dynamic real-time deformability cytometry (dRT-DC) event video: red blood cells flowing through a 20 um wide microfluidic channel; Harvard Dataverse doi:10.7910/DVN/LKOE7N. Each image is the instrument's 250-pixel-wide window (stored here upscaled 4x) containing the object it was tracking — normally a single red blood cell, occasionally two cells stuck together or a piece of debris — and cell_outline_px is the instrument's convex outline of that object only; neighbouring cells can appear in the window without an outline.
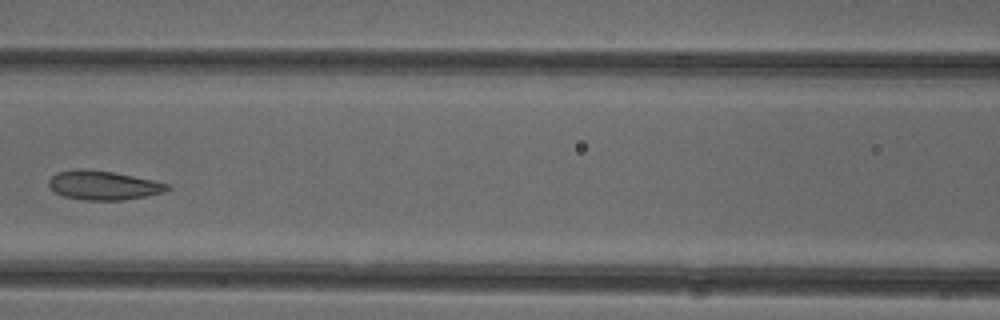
{"species": "common noctule bat (a hibernating species)", "species_latin": "Nyctalus noctula", "temperature_condition": "cold", "stored_images_in_passage": 6, "camera_frame_rate_fps": 3000, "um_per_image_px": 0.085, "animal": {"sex": "female"}, "frame": {"image": 1, "passage_image": 5, "time_ms": 1.333, "image_size_px": [1000, 320], "cell_outline_px": [[172, 188], [164, 192], [148, 196], [120, 200], [84, 200], [64, 196], [56, 192], [48, 184], [48, 180], [56, 172], [112, 172], [172, 184]], "centroid_in_image_um": [8.89, 15.8], "position_along_channel_um": 157.7, "area_um2": 19.25}}
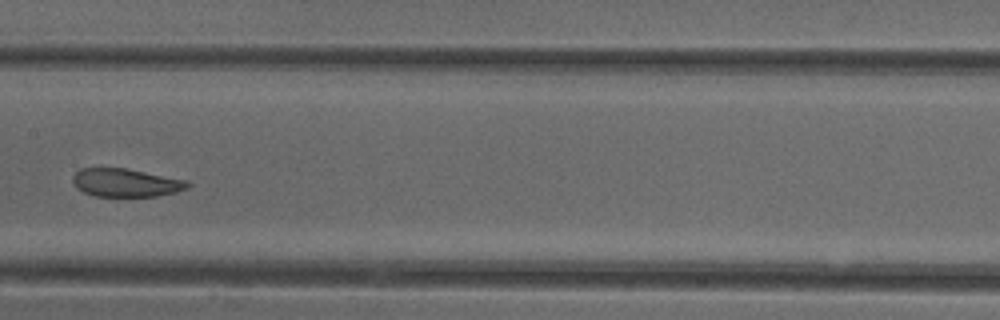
{"frame": {"image": 2, "passage_image": 6, "time_ms": 1.667, "image_size_px": [1000, 320], "cell_outline_px": [[192, 184], [188, 188], [176, 192], [156, 196], [96, 196], [84, 192], [76, 188], [72, 180], [72, 176], [80, 168], [124, 168], [188, 180]], "centroid_in_image_um": [10.71, 15.53], "position_along_channel_um": 196.7, "area_um2": 18.9}}